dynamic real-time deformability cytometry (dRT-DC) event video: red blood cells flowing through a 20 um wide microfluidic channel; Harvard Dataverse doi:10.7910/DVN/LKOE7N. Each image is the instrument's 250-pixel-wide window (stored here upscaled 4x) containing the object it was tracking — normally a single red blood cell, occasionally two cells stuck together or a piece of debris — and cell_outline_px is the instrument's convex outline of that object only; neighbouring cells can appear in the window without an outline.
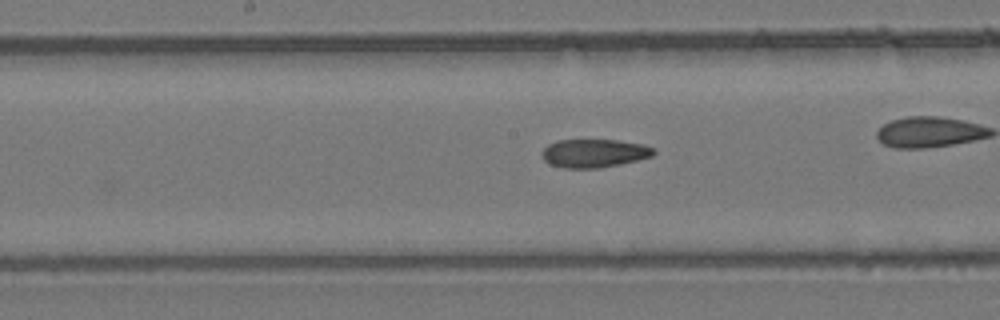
{"species": "common noctule bat (a hibernating species)", "species_latin": "Nyctalus noctula", "temperature_condition": "room temperature", "stored_images_in_passage": 24, "camera_frame_rate_fps": 3000, "um_per_image_px": 0.085, "animal": {"sex": "female", "body_mass_g": 24.6, "forearm_length_mm": 56.2}, "frame": {"image": 1, "passage_image": 11, "time_ms": 3.333, "image_size_px": [1000, 320], "cell_outline_px": [[656, 152], [652, 156], [620, 164], [600, 168], [564, 168], [548, 164], [544, 160], [540, 152], [548, 144], [556, 140], [616, 140], [644, 144], [656, 148]], "centroid_in_image_um": [50.49, 13.02], "position_along_channel_um": 197.7, "area_um2": 18.67}}